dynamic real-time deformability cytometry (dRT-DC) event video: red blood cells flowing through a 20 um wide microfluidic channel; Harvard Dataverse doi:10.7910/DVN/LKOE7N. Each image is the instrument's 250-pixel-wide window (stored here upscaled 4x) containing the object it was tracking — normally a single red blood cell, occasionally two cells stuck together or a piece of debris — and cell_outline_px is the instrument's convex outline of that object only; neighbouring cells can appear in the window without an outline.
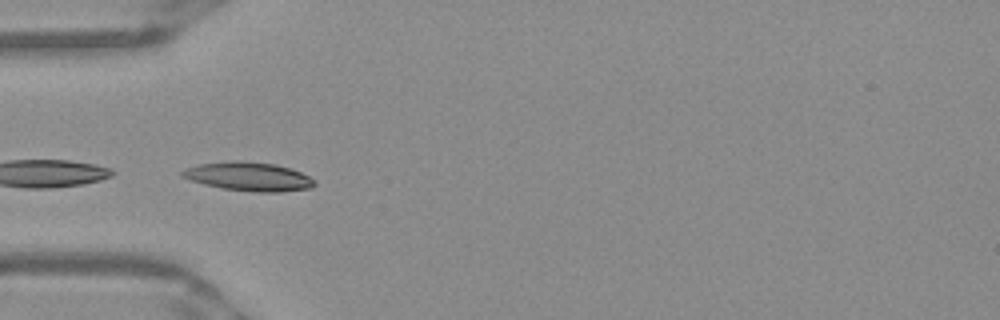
{"species": "Egyptian fruit bat (a non-hibernating species)", "species_latin": "Rousettus aegyptiacus", "temperature_condition": "warm", "stored_images_in_passage": 51, "camera_frame_rate_fps": 3000, "um_per_image_px": 0.085, "frame": {"image": 1, "passage_image": 16, "time_ms": 5.0, "image_size_px": [1000, 320], "cell_outline_px": [[316, 184], [312, 188], [280, 192], [252, 192], [220, 188], [204, 184], [180, 176], [180, 172], [184, 168], [200, 164], [236, 160], [276, 164], [300, 172], [316, 180]], "centroid_in_image_um": [21.14, 15.01], "position_along_channel_um": 63.9, "area_um2": 22.25}}
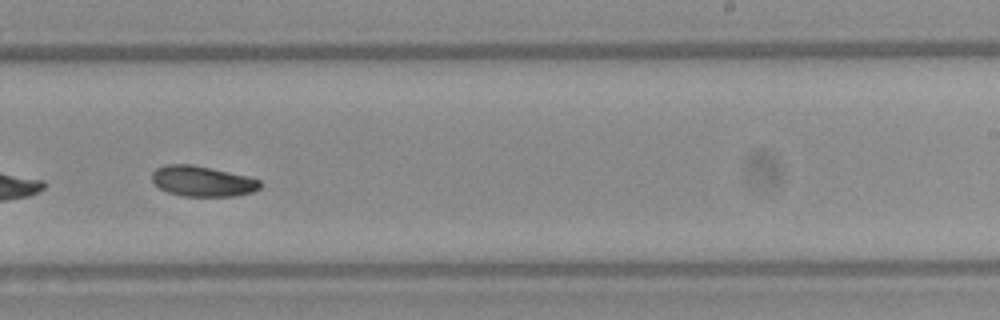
{"frame": {"image": 2, "passage_image": 32, "time_ms": 10.333, "image_size_px": [1000, 320], "cell_outline_px": [[260, 188], [252, 192], [236, 196], [184, 196], [168, 192], [160, 188], [152, 180], [152, 172], [156, 168], [168, 164], [192, 164], [212, 168], [248, 176], [260, 180]], "centroid_in_image_um": [17.21, 15.4], "position_along_channel_um": 271.8, "area_um2": 19.19}}
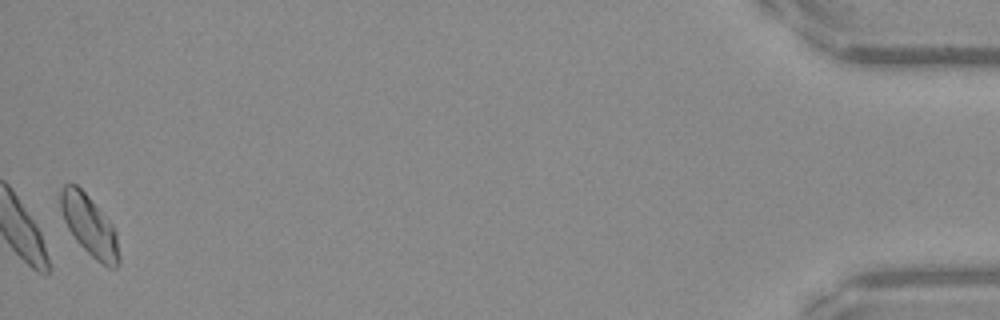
{"frame": {"image": 3, "passage_image": 51, "time_ms": 16.667, "image_size_px": [1000, 320], "cell_outline_px": [[120, 264], [116, 268], [108, 268], [96, 260], [76, 240], [68, 228], [64, 220], [60, 208], [60, 192], [64, 184], [76, 184], [88, 196], [112, 224], [116, 232], [120, 256]], "centroid_in_image_um": [7.62, 19.2], "position_along_channel_um": 427.6, "area_um2": 20.46}, "authors_computed_cell_mechanics": {"area_um2": 19.8832, "velocity_mm_per_s": 3.9098, "shape_relaxation_time_tau1_ms": 2.0268, "shape_relaxation_time_tau2_ms": null, "deformation_change_tau1": 0.0994, "deformation_change_tau2": null}}